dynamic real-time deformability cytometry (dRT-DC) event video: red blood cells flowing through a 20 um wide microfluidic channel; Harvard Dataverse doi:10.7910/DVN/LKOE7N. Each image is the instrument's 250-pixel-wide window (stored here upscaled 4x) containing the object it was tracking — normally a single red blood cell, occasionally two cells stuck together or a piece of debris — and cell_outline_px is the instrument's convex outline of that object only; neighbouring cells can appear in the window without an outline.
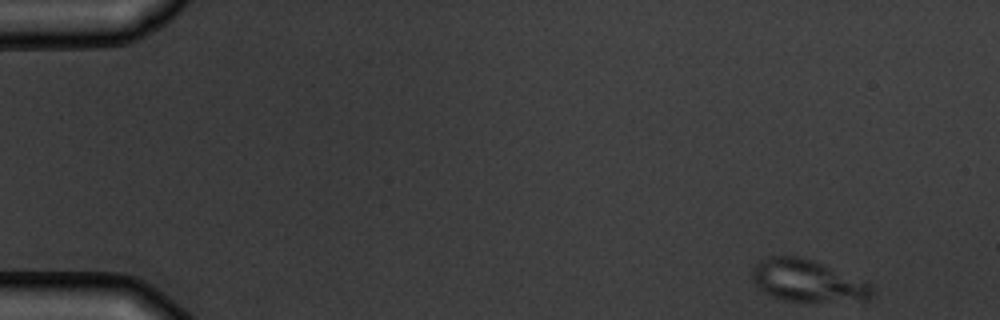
{"species": "common noctule bat (a hibernating species)", "species_latin": "Nyctalus noctula", "temperature_condition": "warm", "stored_images_in_passage": 5, "camera_frame_rate_fps": 3000, "um_per_image_px": 0.085, "animal": {"sex": "male", "body_mass_g": 19.5, "forearm_length_mm": 54.6}, "frame": {"image": 1, "passage_image": 1, "time_ms": 0.0, "image_size_px": [1000, 320], "cell_outline_px": [[876, 292], [868, 300], [808, 304], [784, 300], [768, 296], [756, 288], [752, 280], [752, 268], [756, 260], [768, 256], [800, 256], [812, 260], [868, 280], [872, 284]], "centroid_in_image_um": [68.67, 23.91], "position_along_channel_um": 16.3, "area_um2": 31.1}}